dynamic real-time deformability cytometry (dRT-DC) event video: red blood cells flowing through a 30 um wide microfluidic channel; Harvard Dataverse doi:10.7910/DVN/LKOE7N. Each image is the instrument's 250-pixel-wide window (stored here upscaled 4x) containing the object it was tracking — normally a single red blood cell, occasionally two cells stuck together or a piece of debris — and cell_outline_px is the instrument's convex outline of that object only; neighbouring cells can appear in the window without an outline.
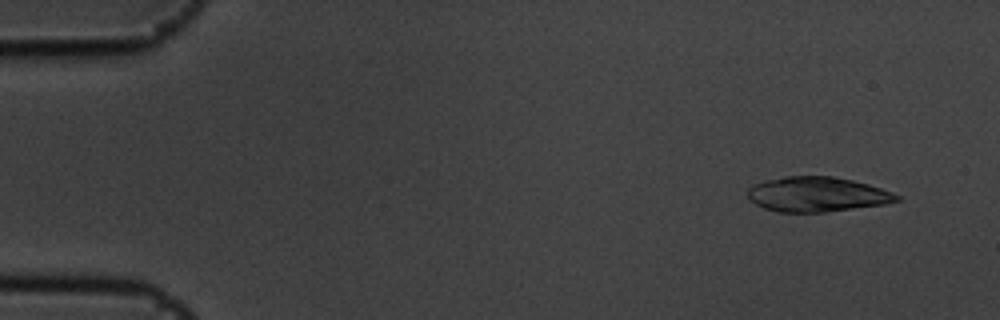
{"species": "common noctule bat (a hibernating species)", "species_latin": "Nyctalus noctula", "temperature_condition": "cold", "stored_images_in_passage": 10, "camera_frame_rate_fps": 3000, "um_per_image_px": 0.085, "animal": {"sex": "male", "body_mass_g": 19.5, "forearm_length_mm": 54.6}, "frame": {"image": 1, "passage_image": 1, "time_ms": 0.0, "image_size_px": [1000, 320], "cell_outline_px": [[900, 200], [884, 204], [824, 212], [776, 212], [764, 208], [756, 204], [748, 196], [748, 188], [752, 184], [764, 180], [784, 176], [832, 176], [852, 180], [868, 184], [892, 192], [900, 196]], "centroid_in_image_um": [69.42, 16.51], "position_along_channel_um": 15.6, "area_um2": 30.23}}
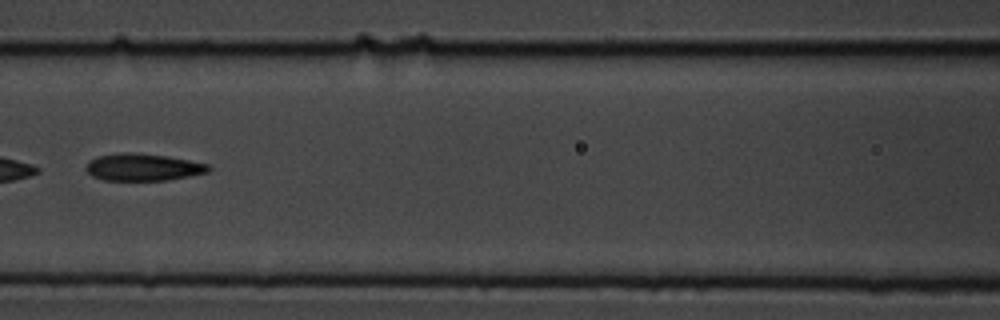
{"frame": {"image": 2, "passage_image": 7, "time_ms": 2.0, "image_size_px": [1000, 320], "cell_outline_px": [[212, 168], [208, 172], [168, 180], [104, 180], [92, 176], [84, 168], [88, 160], [96, 156], [124, 152], [132, 152], [168, 156], [208, 164]], "centroid_in_image_um": [12.12, 14.2], "position_along_channel_um": 154.5, "area_um2": 19.48}}
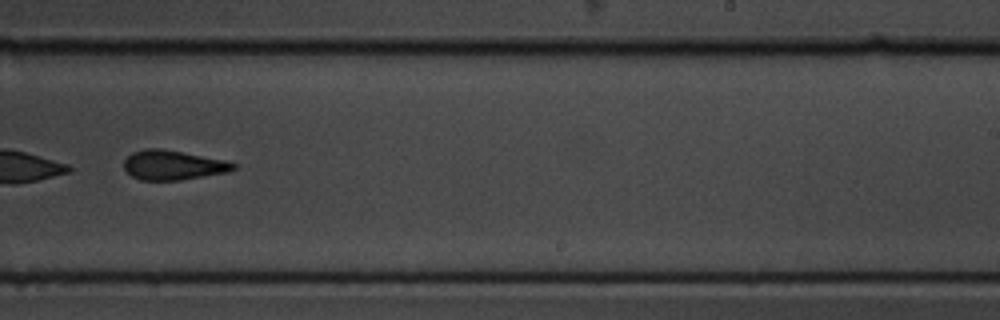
{"frame": {"image": 3, "passage_image": 10, "time_ms": 3.0, "image_size_px": [1000, 320], "cell_outline_px": [[236, 168], [228, 172], [180, 180], [140, 180], [132, 176], [124, 168], [124, 160], [132, 152], [144, 148], [160, 148], [224, 160], [236, 164]], "centroid_in_image_um": [14.68, 14.03], "position_along_channel_um": 274.3, "area_um2": 18.73}}